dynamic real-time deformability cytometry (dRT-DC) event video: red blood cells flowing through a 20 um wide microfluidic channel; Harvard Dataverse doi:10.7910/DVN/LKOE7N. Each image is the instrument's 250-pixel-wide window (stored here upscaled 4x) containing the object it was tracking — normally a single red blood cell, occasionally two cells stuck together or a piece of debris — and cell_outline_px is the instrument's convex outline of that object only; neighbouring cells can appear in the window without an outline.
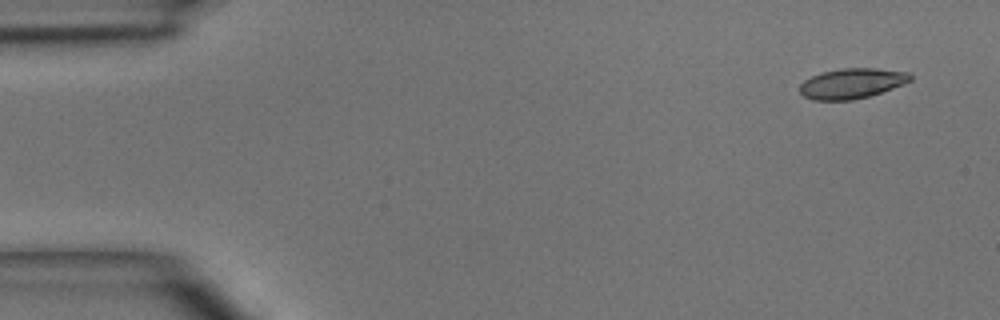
{"species": "common noctule bat (a hibernating species)", "species_latin": "Nyctalus noctula", "temperature_condition": "room temperature", "stored_images_in_passage": 4, "camera_frame_rate_fps": 3000, "um_per_image_px": 0.085, "animal": {"sex": "male", "body_mass_g": 15.6}, "frame": {"image": 1, "passage_image": 1, "time_ms": 0.0, "image_size_px": [1000, 320], "cell_outline_px": [[912, 80], [904, 84], [868, 96], [852, 100], [812, 100], [804, 96], [800, 92], [800, 84], [804, 80], [820, 72], [840, 68], [876, 68], [908, 72], [912, 76]], "centroid_in_image_um": [72.39, 7.08], "position_along_channel_um": 12.6, "area_um2": 19.48}}